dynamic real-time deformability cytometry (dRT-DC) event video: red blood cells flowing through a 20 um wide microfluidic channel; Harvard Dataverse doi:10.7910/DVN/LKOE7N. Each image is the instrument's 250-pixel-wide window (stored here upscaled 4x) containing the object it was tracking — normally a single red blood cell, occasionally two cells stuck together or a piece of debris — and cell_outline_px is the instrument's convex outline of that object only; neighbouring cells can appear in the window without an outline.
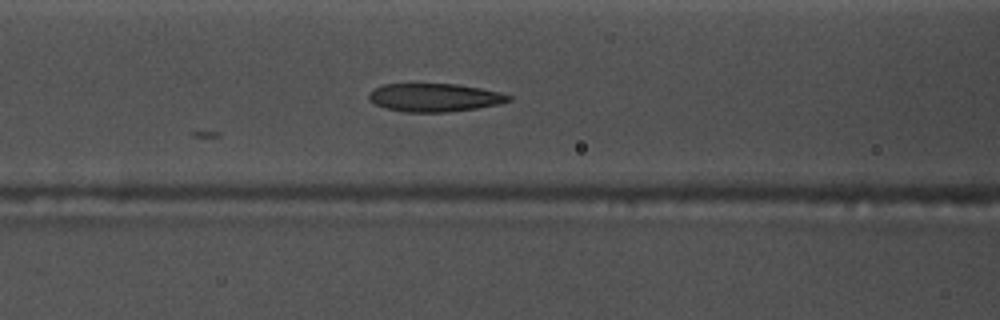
{"species": "common noctule bat (a hibernating species)", "species_latin": "Nyctalus noctula", "temperature_condition": "warm", "stored_images_in_passage": 7, "camera_frame_rate_fps": 3000, "um_per_image_px": 0.085, "animal": {"sex": "male", "body_mass_g": 17.5, "forearm_length_mm": 52.3}, "frame": {"image": 1, "passage_image": 7, "time_ms": 2.0, "image_size_px": [1000, 320], "cell_outline_px": [[512, 100], [500, 104], [476, 108], [448, 112], [404, 112], [388, 108], [376, 104], [368, 100], [368, 92], [384, 84], [456, 84], [480, 88], [500, 92], [512, 96]], "centroid_in_image_um": [36.95, 8.29], "position_along_channel_um": 129.6, "area_um2": 22.95}}